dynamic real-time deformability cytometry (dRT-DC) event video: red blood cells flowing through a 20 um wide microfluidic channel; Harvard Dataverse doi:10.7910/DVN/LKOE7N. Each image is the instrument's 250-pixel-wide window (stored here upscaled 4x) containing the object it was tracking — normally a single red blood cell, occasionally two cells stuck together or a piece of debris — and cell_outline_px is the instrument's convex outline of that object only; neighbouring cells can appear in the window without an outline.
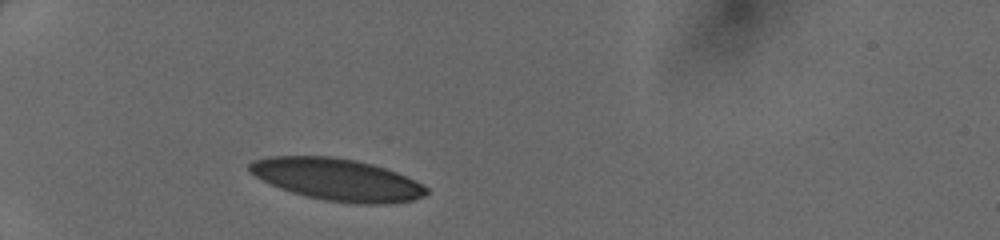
{"species": "human", "species_latin": "Homo sapiens", "temperature_condition": "cold", "stored_images_in_passage": 28, "camera_frame_rate_fps": 3000, "um_per_image_px": 0.085, "donor": {"sex": "female"}, "frame": {"image": 1, "passage_image": 1, "time_ms": 0.0, "image_size_px": [1000, 240], "cell_outline_px": [[428, 192], [424, 196], [412, 200], [388, 204], [364, 204], [324, 200], [292, 192], [280, 188], [248, 172], [248, 164], [256, 160], [268, 156], [332, 156], [356, 160], [372, 164], [396, 172], [416, 180], [428, 188]], "centroid_in_image_um": [28.68, 15.25], "position_along_channel_um": 56.3, "area_um2": 43.12}}
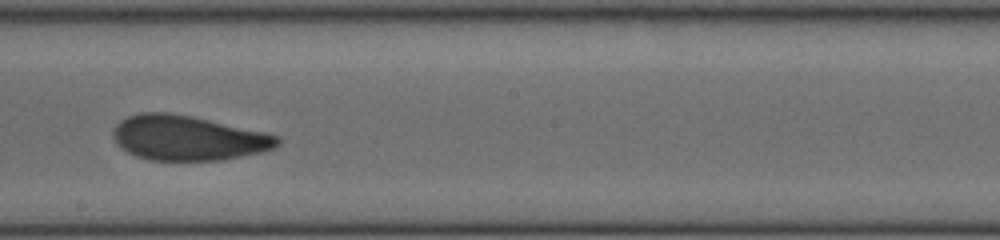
{"frame": {"image": 2, "passage_image": 15, "time_ms": 4.667, "image_size_px": [1000, 240], "cell_outline_px": [[280, 144], [276, 148], [260, 152], [224, 160], [148, 160], [136, 156], [120, 148], [116, 144], [112, 136], [112, 132], [116, 124], [120, 120], [128, 116], [140, 112], [168, 112], [192, 116], [264, 132], [280, 136]], "centroid_in_image_um": [15.95, 11.72], "position_along_channel_um": 232.3, "area_um2": 43.18}}
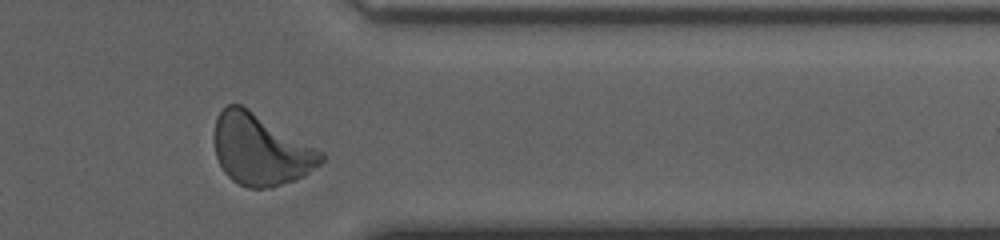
{"frame": {"image": 3, "passage_image": 26, "time_ms": 8.333, "image_size_px": [1000, 240], "cell_outline_px": [[324, 160], [320, 164], [304, 176], [272, 188], [248, 188], [232, 180], [224, 172], [216, 156], [216, 116], [228, 104], [240, 104], [248, 108], [324, 152]], "centroid_in_image_um": [22.18, 12.73], "position_along_channel_um": 389.2, "area_um2": 43.87}}